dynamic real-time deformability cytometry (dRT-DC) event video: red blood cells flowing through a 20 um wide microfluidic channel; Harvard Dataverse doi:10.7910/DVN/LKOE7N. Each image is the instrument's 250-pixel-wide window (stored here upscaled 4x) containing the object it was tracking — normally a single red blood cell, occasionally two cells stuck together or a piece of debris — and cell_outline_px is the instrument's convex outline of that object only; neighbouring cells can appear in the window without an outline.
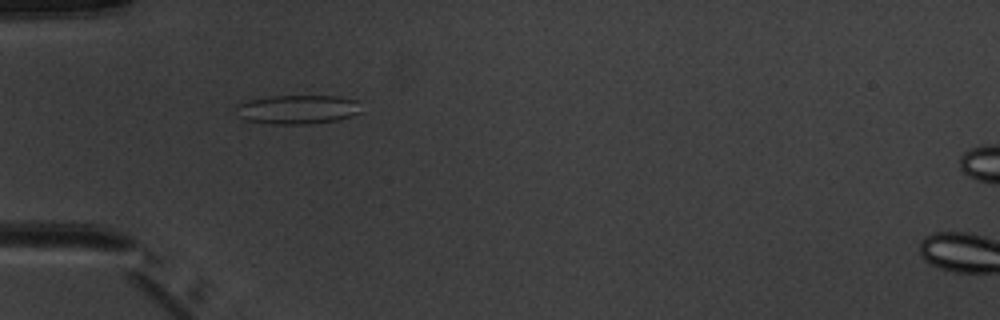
{"species": "common noctule bat (a hibernating species)", "species_latin": "Nyctalus noctula", "temperature_condition": "warm", "stored_images_in_passage": 4, "camera_frame_rate_fps": 3000, "um_per_image_px": 0.085, "animal": {"sex": "male", "body_mass_g": 20.1, "forearm_length_mm": 53.5}, "frame": {"image": 1, "passage_image": 3, "time_ms": 2.333, "image_size_px": [1000, 320], "cell_outline_px": [[364, 112], [336, 120], [308, 124], [272, 124], [244, 120], [236, 116], [236, 104], [248, 100], [272, 96], [336, 96], [356, 100]], "centroid_in_image_um": [25.26, 9.31], "position_along_channel_um": 59.7, "area_um2": 21.39}}
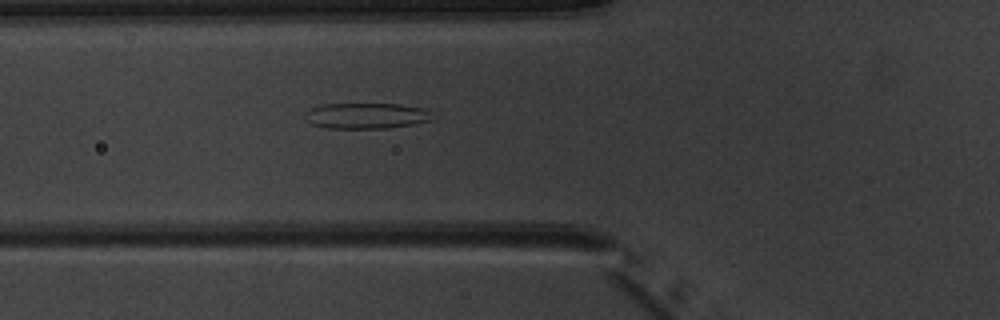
{"frame": {"image": 2, "passage_image": 4, "time_ms": 3.333, "image_size_px": [1000, 320], "cell_outline_px": [[432, 120], [412, 124], [388, 128], [328, 128], [312, 124], [304, 116], [304, 112], [312, 108], [324, 104], [400, 104], [420, 108], [432, 112]], "centroid_in_image_um": [31.13, 9.84], "position_along_channel_um": 94.7, "area_um2": 18.96}}